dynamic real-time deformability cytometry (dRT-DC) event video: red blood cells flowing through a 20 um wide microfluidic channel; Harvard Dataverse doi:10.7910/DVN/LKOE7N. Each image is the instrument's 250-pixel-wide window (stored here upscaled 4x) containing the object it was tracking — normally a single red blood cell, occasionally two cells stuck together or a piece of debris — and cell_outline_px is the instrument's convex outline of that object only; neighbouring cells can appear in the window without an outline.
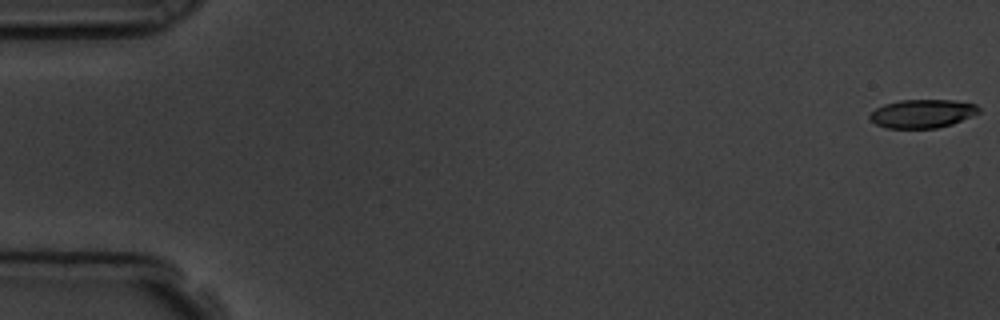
{"species": "common noctule bat (a hibernating species)", "species_latin": "Nyctalus noctula", "temperature_condition": "room temperature", "stored_images_in_passage": 54, "camera_frame_rate_fps": 3000, "um_per_image_px": 0.085, "animal": {"sex": "male", "body_mass_g": 19.5, "forearm_length_mm": 54.6}, "frame": {"image": 1, "passage_image": 1, "time_ms": 0.0, "image_size_px": [1000, 320], "cell_outline_px": [[980, 112], [952, 124], [936, 128], [884, 128], [876, 124], [868, 116], [876, 108], [884, 104], [900, 100], [952, 100], [976, 104], [980, 108]], "centroid_in_image_um": [78.39, 9.65], "position_along_channel_um": 6.6, "area_um2": 18.03}}
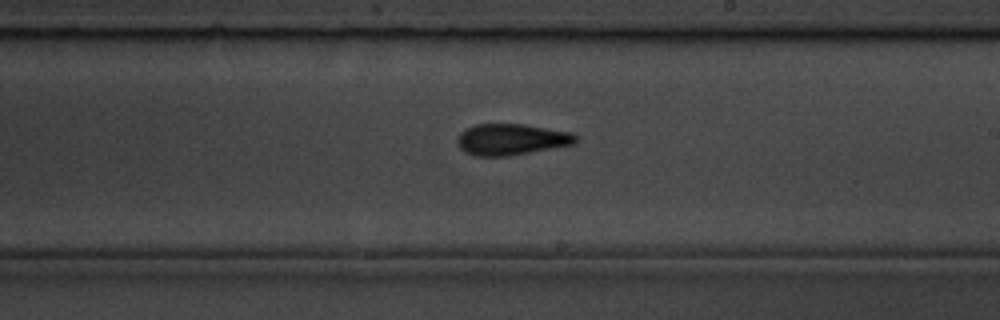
{"frame": {"image": 2, "passage_image": 32, "time_ms": 10.333, "image_size_px": [1000, 320], "cell_outline_px": [[576, 144], [508, 156], [476, 156], [464, 152], [460, 148], [456, 140], [460, 132], [476, 124], [524, 124], [572, 132], [576, 136]], "centroid_in_image_um": [43.46, 11.85], "position_along_channel_um": 245.5, "area_um2": 21.62}}
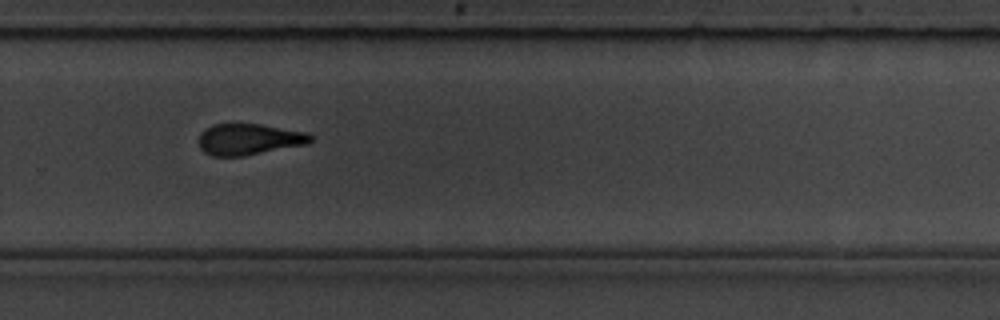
{"frame": {"image": 3, "passage_image": 37, "time_ms": 12.0, "image_size_px": [1000, 320], "cell_outline_px": [[312, 140], [308, 144], [244, 156], [212, 156], [204, 152], [200, 148], [200, 132], [204, 128], [212, 124], [260, 124], [308, 132], [312, 136]], "centroid_in_image_um": [21.17, 11.84], "position_along_channel_um": 308.6, "area_um2": 20.46}, "authors_computed_cell_mechanics": {"area_um2": 20.4612, "velocity_mm_per_s": 3.8018, "shape_relaxation_time_tau1_ms": 3.2553, "shape_relaxation_time_tau2_ms": 1.9547, "deformation_change_tau1": 0.1526, "deformation_change_tau2": 0.1119}}